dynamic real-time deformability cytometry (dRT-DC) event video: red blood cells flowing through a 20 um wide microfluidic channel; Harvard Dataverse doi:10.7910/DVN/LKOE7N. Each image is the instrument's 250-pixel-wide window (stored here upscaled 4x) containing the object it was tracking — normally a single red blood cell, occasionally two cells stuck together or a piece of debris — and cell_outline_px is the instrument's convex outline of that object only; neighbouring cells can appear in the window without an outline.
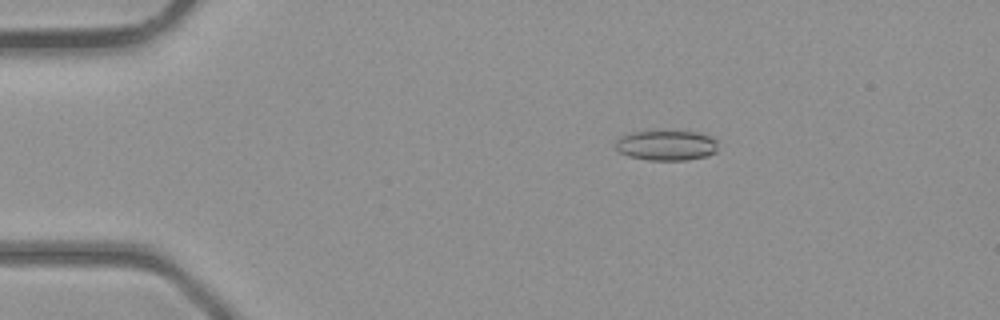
{"species": "common noctule bat (a hibernating species)", "species_latin": "Nyctalus noctula", "temperature_condition": "room temperature", "stored_images_in_passage": 2, "camera_frame_rate_fps": 3000, "um_per_image_px": 0.085, "animal": {"sex": "male", "body_mass_g": 23.1, "forearm_length_mm": 52.7}, "frame": {"image": 1, "passage_image": 1, "time_ms": 0.0, "image_size_px": [1000, 320], "cell_outline_px": [[720, 140], [716, 152], [708, 156], [688, 160], [648, 160], [628, 156], [620, 152], [616, 148], [616, 140], [620, 136], [628, 132], [652, 128], [672, 128], [700, 132], [712, 136]], "centroid_in_image_um": [56.68, 12.27], "position_along_channel_um": 28.3, "area_um2": 19.59}}